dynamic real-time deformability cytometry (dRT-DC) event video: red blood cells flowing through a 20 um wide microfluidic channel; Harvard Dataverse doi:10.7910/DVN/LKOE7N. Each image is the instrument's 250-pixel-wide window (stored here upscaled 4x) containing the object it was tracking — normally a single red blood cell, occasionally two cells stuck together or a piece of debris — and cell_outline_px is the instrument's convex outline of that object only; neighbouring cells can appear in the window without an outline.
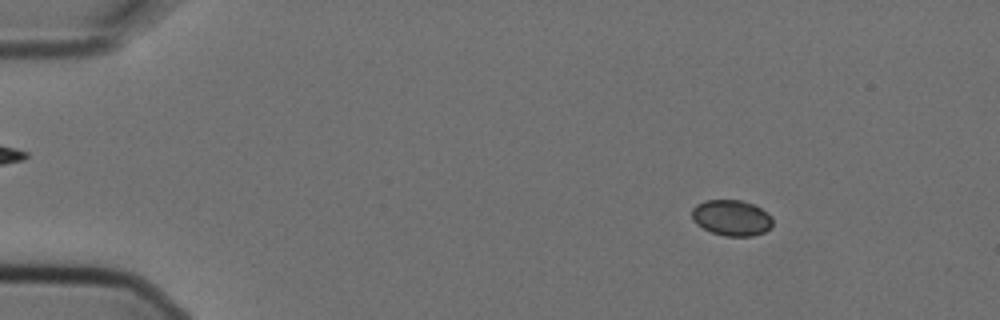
{"species": "Egyptian fruit bat (a non-hibernating species)", "species_latin": "Rousettus aegyptiacus", "temperature_condition": "cold", "stored_images_in_passage": 7, "camera_frame_rate_fps": 3000, "um_per_image_px": 0.085, "animal": {"sex": "female"}, "frame": {"image": 1, "passage_image": 2, "time_ms": 0.333, "image_size_px": [1000, 320], "cell_outline_px": [[772, 228], [764, 232], [752, 236], [724, 236], [712, 232], [696, 224], [692, 220], [692, 208], [696, 204], [704, 200], [740, 200], [756, 204], [768, 212], [772, 216]], "centroid_in_image_um": [62.21, 18.5], "position_along_channel_um": 22.8, "area_um2": 17.17}}
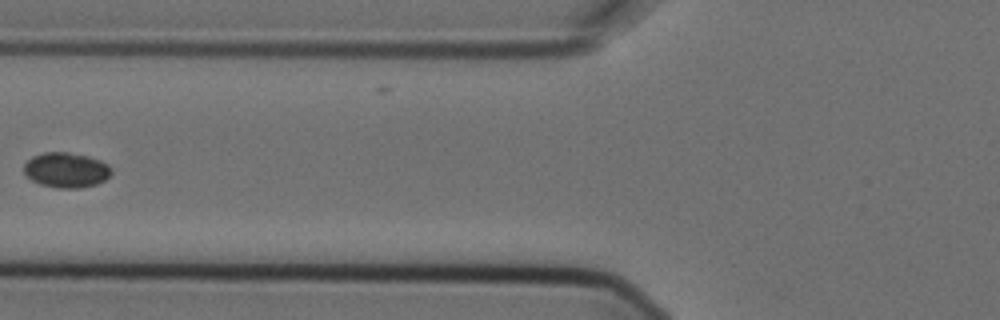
{"frame": {"image": 2, "passage_image": 6, "time_ms": 1.667, "image_size_px": [1000, 320], "cell_outline_px": [[112, 172], [104, 180], [96, 184], [80, 188], [56, 188], [40, 184], [32, 180], [24, 172], [24, 164], [32, 156], [44, 152], [68, 152], [88, 156], [100, 160], [108, 164], [112, 168]], "centroid_in_image_um": [5.63, 14.45], "position_along_channel_um": 120.2, "area_um2": 17.92}}
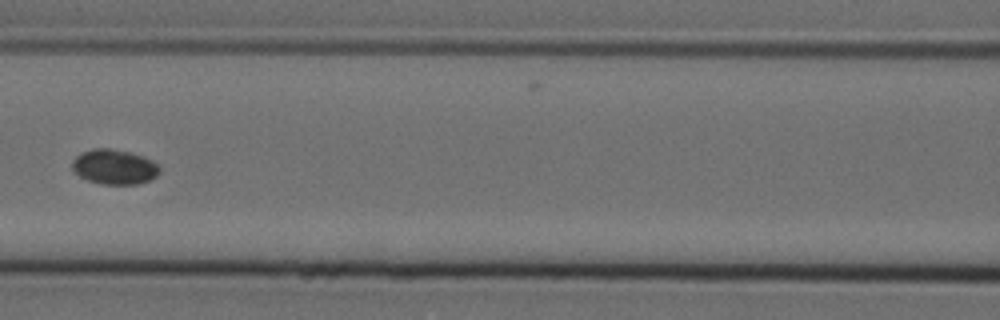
{"frame": {"image": 3, "passage_image": 7, "time_ms": 2.0, "image_size_px": [1000, 320], "cell_outline_px": [[160, 172], [156, 176], [140, 184], [100, 184], [88, 180], [80, 176], [72, 168], [72, 160], [80, 152], [92, 148], [108, 148], [128, 152], [144, 156], [152, 160], [160, 168]], "centroid_in_image_um": [9.71, 14.18], "position_along_channel_um": 156.9, "area_um2": 17.8}}